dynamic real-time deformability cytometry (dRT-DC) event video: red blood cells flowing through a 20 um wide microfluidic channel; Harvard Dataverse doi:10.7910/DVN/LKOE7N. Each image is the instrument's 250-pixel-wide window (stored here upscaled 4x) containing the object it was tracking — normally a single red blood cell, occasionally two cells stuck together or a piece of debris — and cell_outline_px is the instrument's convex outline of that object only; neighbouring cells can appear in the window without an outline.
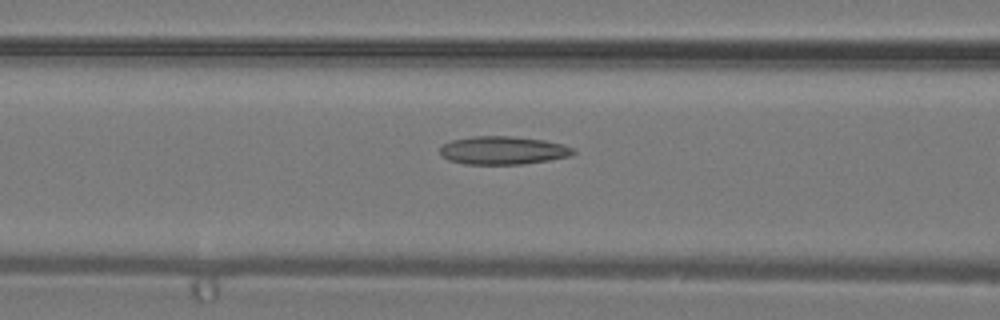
{"species": "common noctule bat (a hibernating species)", "species_latin": "Nyctalus noctula", "temperature_condition": "warm", "stored_images_in_passage": 8, "camera_frame_rate_fps": 3000, "um_per_image_px": 0.085, "animal": {"sex": "male", "body_mass_g": 19.2, "forearm_length_mm": 51.8}, "frame": {"image": 1, "passage_image": 7, "time_ms": 2.0, "image_size_px": [1000, 320], "cell_outline_px": [[576, 152], [572, 156], [524, 164], [464, 164], [448, 160], [440, 156], [440, 148], [444, 144], [452, 140], [472, 136], [512, 136], [544, 140], [564, 144], [572, 148]], "centroid_in_image_um": [42.75, 12.78], "position_along_channel_um": 123.8, "area_um2": 22.02}}